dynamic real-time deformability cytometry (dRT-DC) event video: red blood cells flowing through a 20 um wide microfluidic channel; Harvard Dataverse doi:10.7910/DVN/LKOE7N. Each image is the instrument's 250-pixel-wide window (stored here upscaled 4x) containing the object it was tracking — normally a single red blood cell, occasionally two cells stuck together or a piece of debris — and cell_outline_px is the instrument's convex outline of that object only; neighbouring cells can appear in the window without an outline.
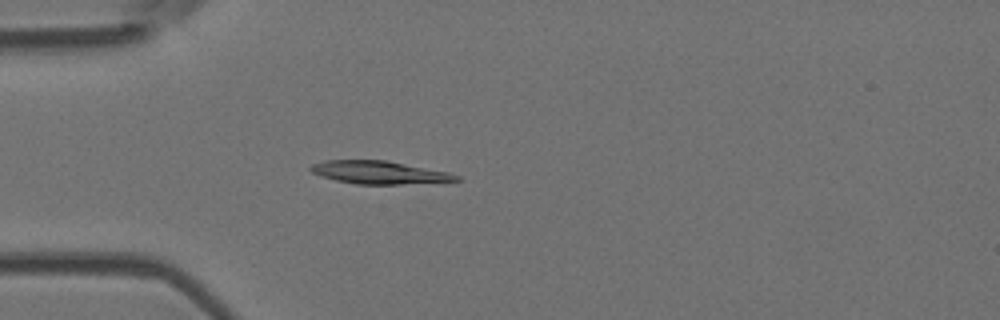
{"species": "Egyptian fruit bat (a non-hibernating species)", "species_latin": "Rousettus aegyptiacus", "temperature_condition": "room temperature", "stored_images_in_passage": 53, "camera_frame_rate_fps": 3000, "um_per_image_px": 0.085, "animal": {"sex": "female"}, "frame": {"image": 1, "passage_image": 15, "time_ms": 4.667, "image_size_px": [1000, 320], "cell_outline_px": [[464, 180], [400, 184], [356, 184], [336, 180], [320, 176], [312, 172], [308, 168], [312, 164], [324, 160], [384, 160], [448, 172], [460, 176]], "centroid_in_image_um": [32.2, 14.66], "position_along_channel_um": 52.8, "area_um2": 19.31}}
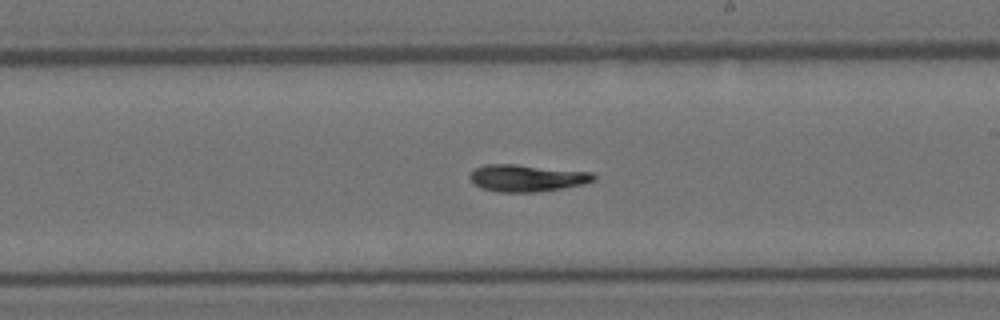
{"frame": {"image": 2, "passage_image": 31, "time_ms": 10.0, "image_size_px": [1000, 320], "cell_outline_px": [[596, 180], [584, 184], [564, 188], [536, 192], [500, 192], [484, 188], [476, 184], [468, 176], [476, 168], [484, 164], [516, 164], [592, 172], [596, 176]], "centroid_in_image_um": [44.84, 15.13], "position_along_channel_um": 244.2, "area_um2": 19.42}}
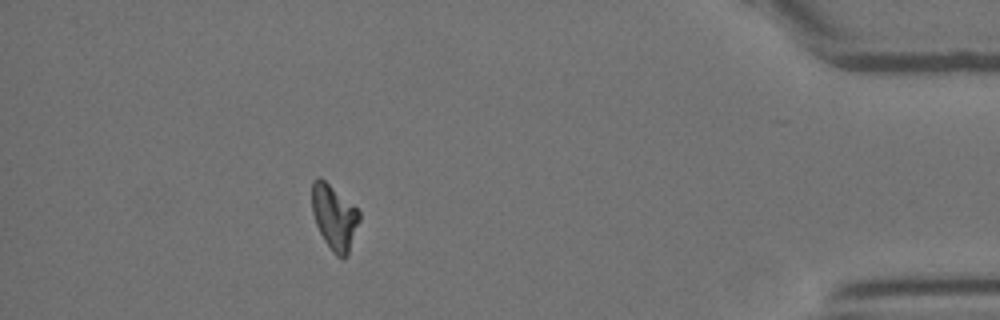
{"frame": {"image": 3, "passage_image": 48, "time_ms": 15.667, "image_size_px": [1000, 320], "cell_outline_px": [[360, 220], [348, 256], [344, 260], [336, 256], [332, 252], [324, 240], [316, 224], [312, 212], [312, 180], [320, 176], [356, 208], [360, 212]], "centroid_in_image_um": [28.42, 18.5], "position_along_channel_um": 406.8, "area_um2": 17.98}}